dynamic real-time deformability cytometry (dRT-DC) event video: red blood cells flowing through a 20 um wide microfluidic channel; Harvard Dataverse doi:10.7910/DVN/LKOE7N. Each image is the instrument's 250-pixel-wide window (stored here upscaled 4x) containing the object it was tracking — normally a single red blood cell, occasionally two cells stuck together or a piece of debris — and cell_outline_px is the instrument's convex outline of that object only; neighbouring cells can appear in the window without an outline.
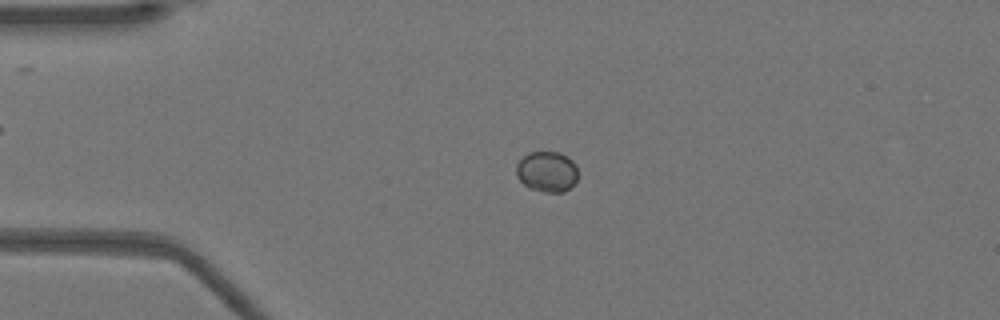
{"species": "Egyptian fruit bat (a non-hibernating species)", "species_latin": "Rousettus aegyptiacus", "temperature_condition": "warm", "stored_images_in_passage": 52, "camera_frame_rate_fps": 3000, "um_per_image_px": 0.085, "animal": {"sex": "female"}, "frame": {"image": 1, "passage_image": 12, "time_ms": 3.667, "image_size_px": [1000, 320], "cell_outline_px": [[576, 180], [564, 192], [544, 192], [532, 188], [524, 184], [516, 176], [516, 164], [528, 152], [560, 152], [568, 156], [576, 164]], "centroid_in_image_um": [46.48, 14.57], "position_along_channel_um": 38.5, "area_um2": 14.51}}
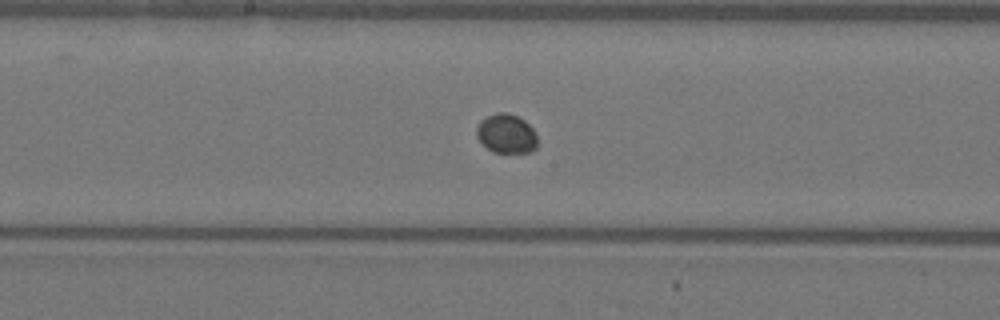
{"frame": {"image": 2, "passage_image": 27, "time_ms": 8.667, "image_size_px": [1000, 320], "cell_outline_px": [[536, 148], [532, 152], [492, 152], [476, 136], [476, 128], [480, 120], [488, 116], [500, 112], [508, 112], [524, 120], [532, 128], [536, 136]], "centroid_in_image_um": [43.03, 11.36], "position_along_channel_um": 205.2, "area_um2": 13.76}}
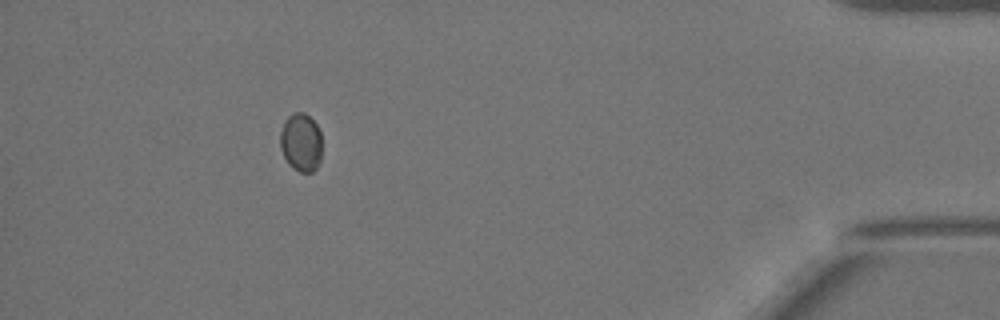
{"frame": {"image": 3, "passage_image": 47, "time_ms": 15.333, "image_size_px": [1000, 320], "cell_outline_px": [[320, 160], [316, 168], [312, 172], [300, 172], [292, 168], [288, 164], [280, 148], [280, 132], [284, 120], [292, 112], [304, 112], [316, 124], [320, 132]], "centroid_in_image_um": [25.55, 12.09], "position_along_channel_um": 409.6, "area_um2": 14.22}}